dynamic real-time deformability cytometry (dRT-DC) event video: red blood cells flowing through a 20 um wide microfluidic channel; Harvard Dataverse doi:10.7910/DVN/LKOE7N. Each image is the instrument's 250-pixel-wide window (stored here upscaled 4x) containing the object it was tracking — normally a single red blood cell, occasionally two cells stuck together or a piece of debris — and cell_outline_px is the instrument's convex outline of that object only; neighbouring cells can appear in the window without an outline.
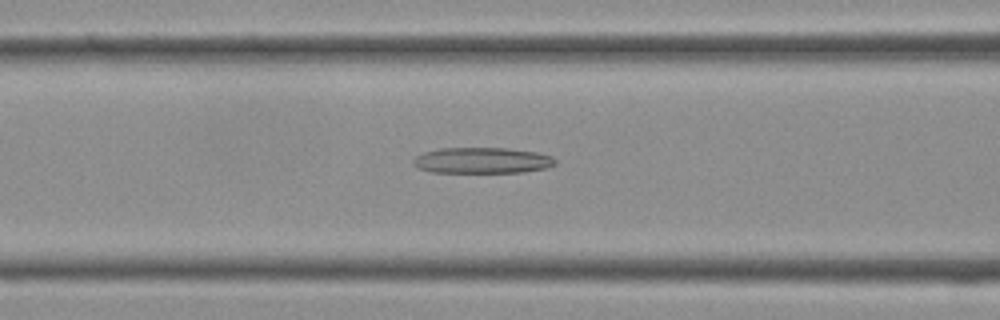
{"species": "Egyptian fruit bat (a non-hibernating species)", "species_latin": "Rousettus aegyptiacus", "temperature_condition": "cold", "stored_images_in_passage": 33, "segment_of_instrument_passage": [1, 2], "camera_frame_rate_fps": 3000, "um_per_image_px": 0.085, "frame": {"image": 1, "passage_image": 9, "time_ms": 2.667, "image_size_px": [1000, 320], "cell_outline_px": [[556, 164], [548, 168], [524, 172], [428, 172], [416, 168], [412, 164], [412, 160], [416, 156], [424, 152], [440, 148], [508, 148], [536, 152], [552, 156], [556, 160]], "centroid_in_image_um": [40.97, 13.64], "position_along_channel_um": 125.6, "area_um2": 21.68}}
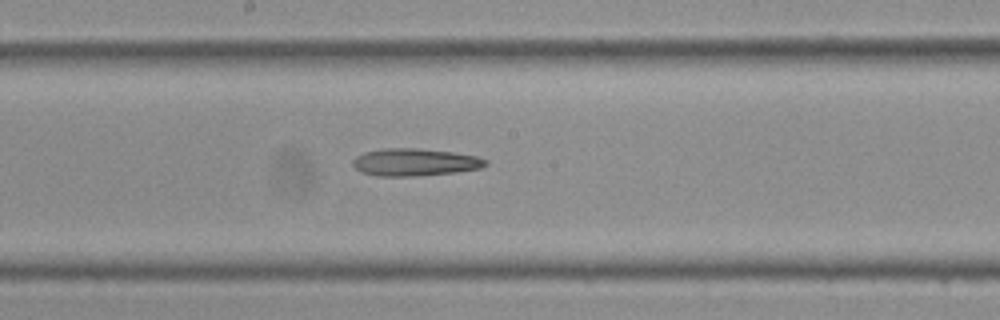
{"frame": {"image": 2, "passage_image": 14, "time_ms": 4.333, "image_size_px": [1000, 320], "cell_outline_px": [[488, 164], [480, 168], [456, 172], [416, 176], [376, 176], [360, 172], [352, 164], [352, 160], [356, 156], [364, 152], [384, 148], [420, 148], [452, 152], [476, 156], [488, 160]], "centroid_in_image_um": [35.24, 13.78], "position_along_channel_um": 213.0, "area_um2": 21.33}}
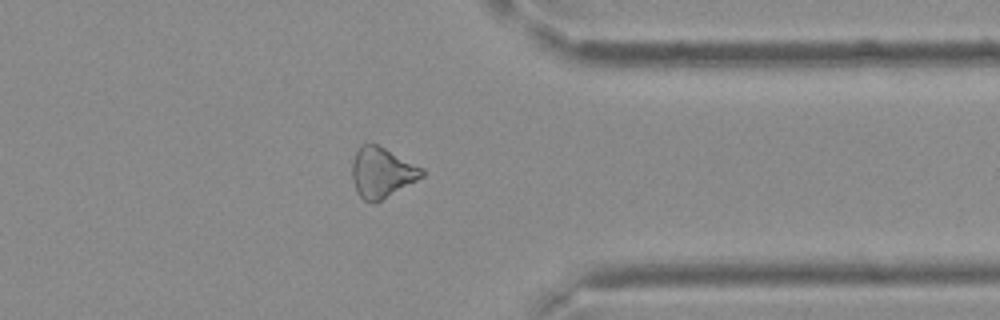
{"frame": {"image": 3, "passage_image": 24, "time_ms": 7.667, "image_size_px": [1000, 320], "cell_outline_px": [[424, 176], [380, 200], [364, 200], [356, 192], [352, 180], [352, 164], [356, 152], [364, 144], [376, 144], [424, 168]], "centroid_in_image_um": [32.45, 14.65], "position_along_channel_um": 378.9, "area_um2": 19.88}}